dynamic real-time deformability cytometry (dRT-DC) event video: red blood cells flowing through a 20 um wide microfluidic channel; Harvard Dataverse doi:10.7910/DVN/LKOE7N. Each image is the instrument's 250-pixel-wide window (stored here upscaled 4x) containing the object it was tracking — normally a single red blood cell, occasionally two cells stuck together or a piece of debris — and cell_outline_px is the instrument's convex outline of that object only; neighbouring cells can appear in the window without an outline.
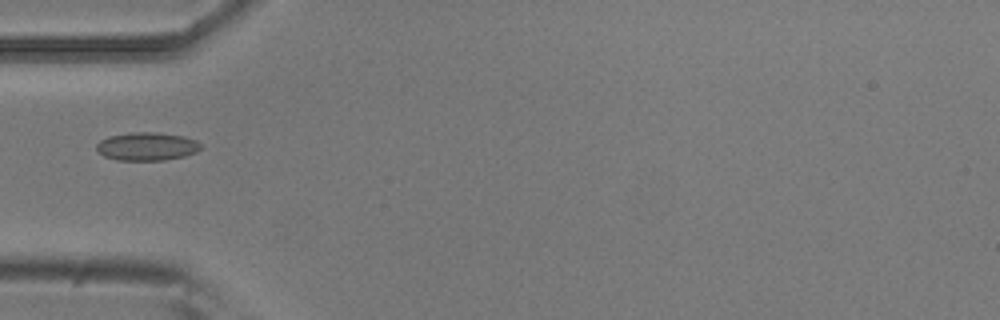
{"species": "common noctule bat (a hibernating species)", "species_latin": "Nyctalus noctula", "temperature_condition": "room temperature", "stored_images_in_passage": 3, "camera_frame_rate_fps": 3000, "um_per_image_px": 0.085, "animal": {"sex": "male", "body_mass_g": 20.5, "forearm_length_mm": 52.5}, "frame": {"image": 1, "passage_image": 2, "time_ms": 0.333, "image_size_px": [1000, 320], "cell_outline_px": [[200, 148], [196, 152], [184, 156], [164, 160], [116, 160], [104, 156], [96, 148], [96, 144], [100, 140], [108, 136], [132, 132], [156, 132], [184, 136], [196, 140], [200, 144]], "centroid_in_image_um": [12.47, 12.44], "position_along_channel_um": 72.5, "area_um2": 17.11}}
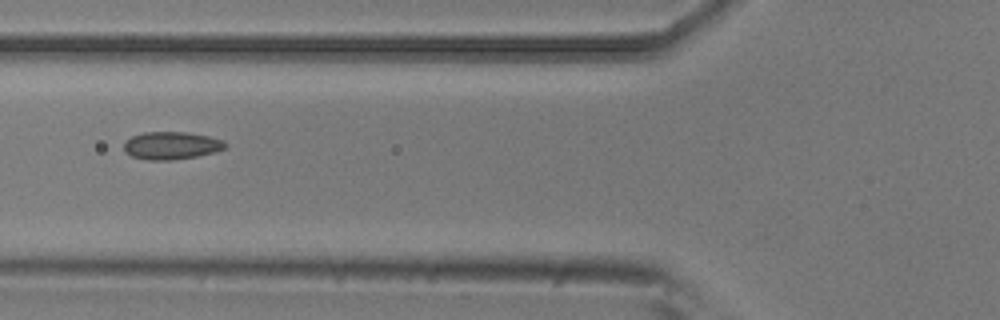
{"frame": {"image": 2, "passage_image": 3, "time_ms": 0.667, "image_size_px": [1000, 320], "cell_outline_px": [[228, 144], [224, 148], [216, 152], [196, 156], [172, 160], [148, 160], [132, 156], [124, 152], [124, 140], [132, 136], [144, 132], [188, 132], [208, 136], [224, 140]], "centroid_in_image_um": [14.56, 12.36], "position_along_channel_um": 111.2, "area_um2": 16.47}}